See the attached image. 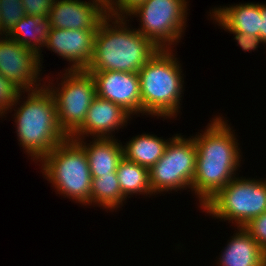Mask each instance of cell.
Masks as SVG:
<instances>
[{
	"instance_id": "6da1fadb",
	"label": "cell",
	"mask_w": 266,
	"mask_h": 266,
	"mask_svg": "<svg viewBox=\"0 0 266 266\" xmlns=\"http://www.w3.org/2000/svg\"><path fill=\"white\" fill-rule=\"evenodd\" d=\"M210 122L204 133L193 137L197 157L191 189L201 207L235 178L242 159L238 140L227 122L221 116Z\"/></svg>"
},
{
	"instance_id": "7a4b0ae2",
	"label": "cell",
	"mask_w": 266,
	"mask_h": 266,
	"mask_svg": "<svg viewBox=\"0 0 266 266\" xmlns=\"http://www.w3.org/2000/svg\"><path fill=\"white\" fill-rule=\"evenodd\" d=\"M125 19L108 14L99 24L94 38L93 57L87 72L138 73L158 52L159 49L147 37L136 29L128 28ZM109 22L114 24L113 27Z\"/></svg>"
},
{
	"instance_id": "3957f363",
	"label": "cell",
	"mask_w": 266,
	"mask_h": 266,
	"mask_svg": "<svg viewBox=\"0 0 266 266\" xmlns=\"http://www.w3.org/2000/svg\"><path fill=\"white\" fill-rule=\"evenodd\" d=\"M27 93V100L13 109L16 133L21 147L38 162L69 137L59 125L55 99L46 84Z\"/></svg>"
},
{
	"instance_id": "277c9868",
	"label": "cell",
	"mask_w": 266,
	"mask_h": 266,
	"mask_svg": "<svg viewBox=\"0 0 266 266\" xmlns=\"http://www.w3.org/2000/svg\"><path fill=\"white\" fill-rule=\"evenodd\" d=\"M172 49L158 52L138 71L142 113L157 117H177L181 105L183 75ZM182 75V76H181Z\"/></svg>"
},
{
	"instance_id": "5b68a950",
	"label": "cell",
	"mask_w": 266,
	"mask_h": 266,
	"mask_svg": "<svg viewBox=\"0 0 266 266\" xmlns=\"http://www.w3.org/2000/svg\"><path fill=\"white\" fill-rule=\"evenodd\" d=\"M44 177L58 194L82 205L91 204L92 177L84 148L70 137L41 160Z\"/></svg>"
},
{
	"instance_id": "8992f818",
	"label": "cell",
	"mask_w": 266,
	"mask_h": 266,
	"mask_svg": "<svg viewBox=\"0 0 266 266\" xmlns=\"http://www.w3.org/2000/svg\"><path fill=\"white\" fill-rule=\"evenodd\" d=\"M200 208L214 218L244 227L266 212V180L235 177Z\"/></svg>"
},
{
	"instance_id": "52a82bcc",
	"label": "cell",
	"mask_w": 266,
	"mask_h": 266,
	"mask_svg": "<svg viewBox=\"0 0 266 266\" xmlns=\"http://www.w3.org/2000/svg\"><path fill=\"white\" fill-rule=\"evenodd\" d=\"M65 71L59 88L50 84L46 87L55 99L59 125L71 137L85 121L96 96V85L93 76L86 70Z\"/></svg>"
},
{
	"instance_id": "ba28073f",
	"label": "cell",
	"mask_w": 266,
	"mask_h": 266,
	"mask_svg": "<svg viewBox=\"0 0 266 266\" xmlns=\"http://www.w3.org/2000/svg\"><path fill=\"white\" fill-rule=\"evenodd\" d=\"M192 138L176 134L167 144L161 159L149 169L150 186L154 195L169 190H191L195 176L197 150ZM156 193V194H155Z\"/></svg>"
},
{
	"instance_id": "9c48e42d",
	"label": "cell",
	"mask_w": 266,
	"mask_h": 266,
	"mask_svg": "<svg viewBox=\"0 0 266 266\" xmlns=\"http://www.w3.org/2000/svg\"><path fill=\"white\" fill-rule=\"evenodd\" d=\"M187 4L186 0H146L130 16L140 18L138 31L158 49H172L184 33Z\"/></svg>"
},
{
	"instance_id": "30bf717a",
	"label": "cell",
	"mask_w": 266,
	"mask_h": 266,
	"mask_svg": "<svg viewBox=\"0 0 266 266\" xmlns=\"http://www.w3.org/2000/svg\"><path fill=\"white\" fill-rule=\"evenodd\" d=\"M2 36L0 38V74L24 93L42 88L44 85H41L42 80H39L42 69L40 70L38 55L8 35Z\"/></svg>"
},
{
	"instance_id": "8fae6325",
	"label": "cell",
	"mask_w": 266,
	"mask_h": 266,
	"mask_svg": "<svg viewBox=\"0 0 266 266\" xmlns=\"http://www.w3.org/2000/svg\"><path fill=\"white\" fill-rule=\"evenodd\" d=\"M96 85V95L120 105L130 115L142 113L138 73L123 71L89 72Z\"/></svg>"
},
{
	"instance_id": "7c38bea8",
	"label": "cell",
	"mask_w": 266,
	"mask_h": 266,
	"mask_svg": "<svg viewBox=\"0 0 266 266\" xmlns=\"http://www.w3.org/2000/svg\"><path fill=\"white\" fill-rule=\"evenodd\" d=\"M107 15V7L98 0H55L48 18L52 28L97 30Z\"/></svg>"
},
{
	"instance_id": "4fadbf2b",
	"label": "cell",
	"mask_w": 266,
	"mask_h": 266,
	"mask_svg": "<svg viewBox=\"0 0 266 266\" xmlns=\"http://www.w3.org/2000/svg\"><path fill=\"white\" fill-rule=\"evenodd\" d=\"M96 31L52 28L44 47L71 62L67 70H86L92 61Z\"/></svg>"
},
{
	"instance_id": "5bb4252c",
	"label": "cell",
	"mask_w": 266,
	"mask_h": 266,
	"mask_svg": "<svg viewBox=\"0 0 266 266\" xmlns=\"http://www.w3.org/2000/svg\"><path fill=\"white\" fill-rule=\"evenodd\" d=\"M129 117L131 118V115L120 105L96 95L83 125L70 138L82 139L90 135L95 138H113L112 132L124 127Z\"/></svg>"
},
{
	"instance_id": "9a60e30c",
	"label": "cell",
	"mask_w": 266,
	"mask_h": 266,
	"mask_svg": "<svg viewBox=\"0 0 266 266\" xmlns=\"http://www.w3.org/2000/svg\"><path fill=\"white\" fill-rule=\"evenodd\" d=\"M210 18L229 32H242L260 38V4H234L212 9ZM212 16V17H211Z\"/></svg>"
},
{
	"instance_id": "2e32d148",
	"label": "cell",
	"mask_w": 266,
	"mask_h": 266,
	"mask_svg": "<svg viewBox=\"0 0 266 266\" xmlns=\"http://www.w3.org/2000/svg\"><path fill=\"white\" fill-rule=\"evenodd\" d=\"M228 242L221 253L219 266H266V253L252 236L243 228Z\"/></svg>"
},
{
	"instance_id": "e0dca14e",
	"label": "cell",
	"mask_w": 266,
	"mask_h": 266,
	"mask_svg": "<svg viewBox=\"0 0 266 266\" xmlns=\"http://www.w3.org/2000/svg\"><path fill=\"white\" fill-rule=\"evenodd\" d=\"M73 140H76L85 150L91 177L116 172L119 162L124 157L123 145L115 138H94L90 143L84 142L83 139Z\"/></svg>"
},
{
	"instance_id": "ac0fdd59",
	"label": "cell",
	"mask_w": 266,
	"mask_h": 266,
	"mask_svg": "<svg viewBox=\"0 0 266 266\" xmlns=\"http://www.w3.org/2000/svg\"><path fill=\"white\" fill-rule=\"evenodd\" d=\"M52 30V25L48 17H36L25 15L14 26L8 36L14 39L20 45L33 50L37 55L42 66L43 58L41 56V47H44L47 42V37Z\"/></svg>"
},
{
	"instance_id": "d6986e66",
	"label": "cell",
	"mask_w": 266,
	"mask_h": 266,
	"mask_svg": "<svg viewBox=\"0 0 266 266\" xmlns=\"http://www.w3.org/2000/svg\"><path fill=\"white\" fill-rule=\"evenodd\" d=\"M168 139L148 133L137 135L123 146V156L128 161L150 169L163 156L171 138Z\"/></svg>"
},
{
	"instance_id": "ffe728a7",
	"label": "cell",
	"mask_w": 266,
	"mask_h": 266,
	"mask_svg": "<svg viewBox=\"0 0 266 266\" xmlns=\"http://www.w3.org/2000/svg\"><path fill=\"white\" fill-rule=\"evenodd\" d=\"M122 194L127 198L132 194L152 195L149 168L128 161L123 157L116 170Z\"/></svg>"
},
{
	"instance_id": "44dd1931",
	"label": "cell",
	"mask_w": 266,
	"mask_h": 266,
	"mask_svg": "<svg viewBox=\"0 0 266 266\" xmlns=\"http://www.w3.org/2000/svg\"><path fill=\"white\" fill-rule=\"evenodd\" d=\"M127 198L122 194L116 172L92 177L91 205L102 206L104 209L113 210L123 205Z\"/></svg>"
},
{
	"instance_id": "7402d4cb",
	"label": "cell",
	"mask_w": 266,
	"mask_h": 266,
	"mask_svg": "<svg viewBox=\"0 0 266 266\" xmlns=\"http://www.w3.org/2000/svg\"><path fill=\"white\" fill-rule=\"evenodd\" d=\"M0 8V35H8L21 18L27 14L21 0H0Z\"/></svg>"
},
{
	"instance_id": "603a6c76",
	"label": "cell",
	"mask_w": 266,
	"mask_h": 266,
	"mask_svg": "<svg viewBox=\"0 0 266 266\" xmlns=\"http://www.w3.org/2000/svg\"><path fill=\"white\" fill-rule=\"evenodd\" d=\"M21 95L22 91L0 74V117L5 116V111L12 110L17 104L20 106Z\"/></svg>"
},
{
	"instance_id": "cb8c5ba5",
	"label": "cell",
	"mask_w": 266,
	"mask_h": 266,
	"mask_svg": "<svg viewBox=\"0 0 266 266\" xmlns=\"http://www.w3.org/2000/svg\"><path fill=\"white\" fill-rule=\"evenodd\" d=\"M243 228L266 253V212L250 220Z\"/></svg>"
},
{
	"instance_id": "d4e9b609",
	"label": "cell",
	"mask_w": 266,
	"mask_h": 266,
	"mask_svg": "<svg viewBox=\"0 0 266 266\" xmlns=\"http://www.w3.org/2000/svg\"><path fill=\"white\" fill-rule=\"evenodd\" d=\"M145 1L146 0H110L107 6V13L110 16L117 18H128L127 16H129Z\"/></svg>"
},
{
	"instance_id": "484cf974",
	"label": "cell",
	"mask_w": 266,
	"mask_h": 266,
	"mask_svg": "<svg viewBox=\"0 0 266 266\" xmlns=\"http://www.w3.org/2000/svg\"><path fill=\"white\" fill-rule=\"evenodd\" d=\"M27 15L48 17L55 0H21Z\"/></svg>"
},
{
	"instance_id": "4316f807",
	"label": "cell",
	"mask_w": 266,
	"mask_h": 266,
	"mask_svg": "<svg viewBox=\"0 0 266 266\" xmlns=\"http://www.w3.org/2000/svg\"><path fill=\"white\" fill-rule=\"evenodd\" d=\"M234 34V39L237 40L238 45L244 51H252L258 48L259 43H262L261 39L256 36H252L242 32H230Z\"/></svg>"
},
{
	"instance_id": "83f0119b",
	"label": "cell",
	"mask_w": 266,
	"mask_h": 266,
	"mask_svg": "<svg viewBox=\"0 0 266 266\" xmlns=\"http://www.w3.org/2000/svg\"><path fill=\"white\" fill-rule=\"evenodd\" d=\"M260 14H261L260 39L262 43L266 44V4L260 3Z\"/></svg>"
},
{
	"instance_id": "f1b7e54d",
	"label": "cell",
	"mask_w": 266,
	"mask_h": 266,
	"mask_svg": "<svg viewBox=\"0 0 266 266\" xmlns=\"http://www.w3.org/2000/svg\"><path fill=\"white\" fill-rule=\"evenodd\" d=\"M99 2L103 3L106 7L108 6L110 0H98Z\"/></svg>"
}]
</instances>
